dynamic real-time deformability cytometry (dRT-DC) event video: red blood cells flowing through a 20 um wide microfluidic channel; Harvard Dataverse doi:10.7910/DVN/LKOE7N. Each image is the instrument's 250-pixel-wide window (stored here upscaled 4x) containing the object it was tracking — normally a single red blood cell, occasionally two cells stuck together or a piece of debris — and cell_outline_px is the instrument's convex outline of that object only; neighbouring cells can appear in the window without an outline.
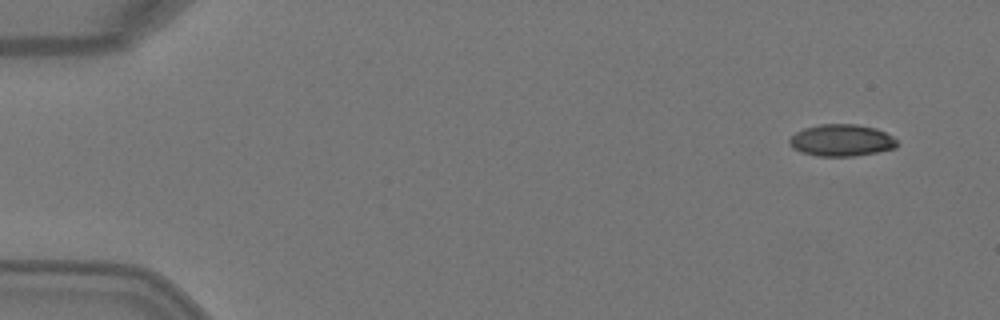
{"species": "Egyptian fruit bat (a non-hibernating species)", "species_latin": "Rousettus aegyptiacus", "temperature_condition": "warm", "stored_images_in_passage": 4, "camera_frame_rate_fps": 3000, "um_per_image_px": 0.085, "animal": {"sex": "female"}, "frame": {"image": 1, "passage_image": 1, "time_ms": 0.0, "image_size_px": [1000, 320], "cell_outline_px": [[900, 144], [896, 148], [876, 152], [852, 156], [816, 156], [800, 152], [792, 148], [788, 144], [788, 140], [796, 132], [804, 128], [820, 124], [856, 124], [876, 128], [892, 136]], "centroid_in_image_um": [71.51, 11.93], "position_along_channel_um": 13.5, "area_um2": 20.11}}
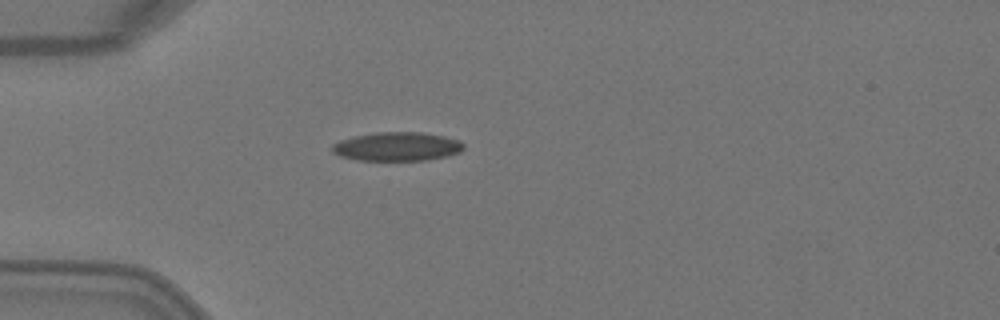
{"frame": {"image": 2, "passage_image": 4, "time_ms": 1.0, "image_size_px": [1000, 320], "cell_outline_px": [[464, 148], [460, 152], [448, 156], [428, 160], [356, 160], [340, 156], [332, 152], [332, 144], [340, 140], [356, 136], [376, 132], [424, 132], [444, 136], [460, 140], [464, 144]], "centroid_in_image_um": [33.78, 12.45], "position_along_channel_um": 51.2, "area_um2": 22.2}}